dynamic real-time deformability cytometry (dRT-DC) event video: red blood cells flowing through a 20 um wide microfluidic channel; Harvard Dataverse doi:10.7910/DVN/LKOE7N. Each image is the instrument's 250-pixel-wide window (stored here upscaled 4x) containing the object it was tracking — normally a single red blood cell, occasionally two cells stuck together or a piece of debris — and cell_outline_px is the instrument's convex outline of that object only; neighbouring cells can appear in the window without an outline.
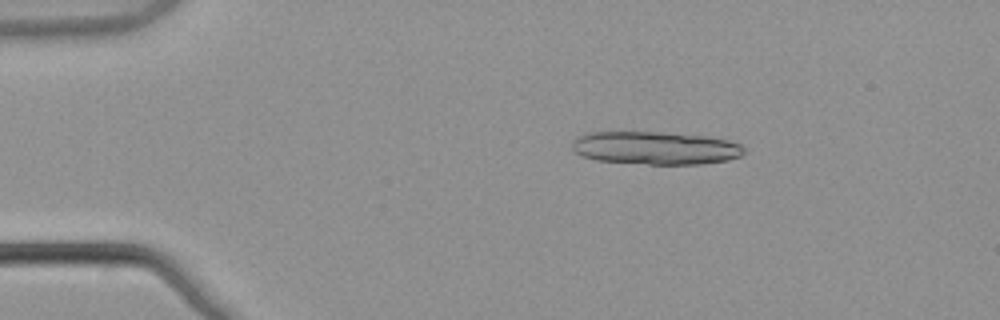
{"species": "common noctule bat (a hibernating species)", "species_latin": "Nyctalus noctula", "temperature_condition": "warm", "stored_images_in_passage": 21, "camera_frame_rate_fps": 3000, "um_per_image_px": 0.085, "animal": {"sex": "male", "body_mass_g": 21.5, "forearm_length_mm": 52.0}, "frame": {"image": 1, "passage_image": 10, "time_ms": 3.0, "image_size_px": [1000, 320], "cell_outline_px": [[744, 152], [740, 156], [728, 160], [700, 164], [648, 164], [596, 160], [584, 156], [576, 152], [572, 148], [572, 140], [588, 132], [656, 132], [704, 136], [728, 140], [740, 144], [744, 148]], "centroid_in_image_um": [55.71, 12.58], "position_along_channel_um": 29.3, "area_um2": 32.83}}